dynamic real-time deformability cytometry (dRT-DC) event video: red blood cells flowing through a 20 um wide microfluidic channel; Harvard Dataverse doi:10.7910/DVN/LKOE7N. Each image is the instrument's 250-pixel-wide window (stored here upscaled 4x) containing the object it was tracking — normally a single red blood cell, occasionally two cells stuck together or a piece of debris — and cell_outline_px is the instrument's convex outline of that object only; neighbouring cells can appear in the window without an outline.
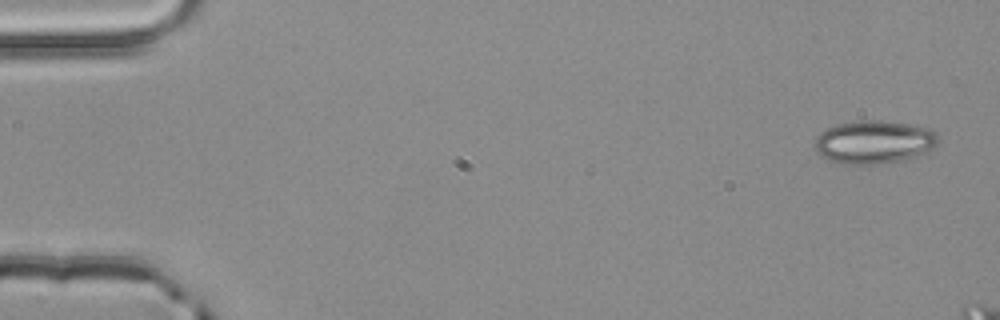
{"species": "common noctule bat (a hibernating species)", "species_latin": "Nyctalus noctula", "temperature_condition": "room temperature", "stored_images_in_passage": 6, "camera_frame_rate_fps": 3000, "um_per_image_px": 0.085, "animal": {"sex": "male", "body_mass_g": 20.4}, "frame": {"image": 1, "passage_image": 1, "time_ms": 0.0, "image_size_px": [1000, 320], "cell_outline_px": [[940, 140], [932, 148], [924, 152], [900, 160], [884, 164], [840, 164], [828, 160], [820, 156], [816, 152], [816, 136], [820, 132], [836, 124], [864, 120], [880, 120], [928, 128], [936, 132], [940, 136]], "centroid_in_image_um": [74.26, 12.08], "position_along_channel_um": 10.7, "area_um2": 30.92}}